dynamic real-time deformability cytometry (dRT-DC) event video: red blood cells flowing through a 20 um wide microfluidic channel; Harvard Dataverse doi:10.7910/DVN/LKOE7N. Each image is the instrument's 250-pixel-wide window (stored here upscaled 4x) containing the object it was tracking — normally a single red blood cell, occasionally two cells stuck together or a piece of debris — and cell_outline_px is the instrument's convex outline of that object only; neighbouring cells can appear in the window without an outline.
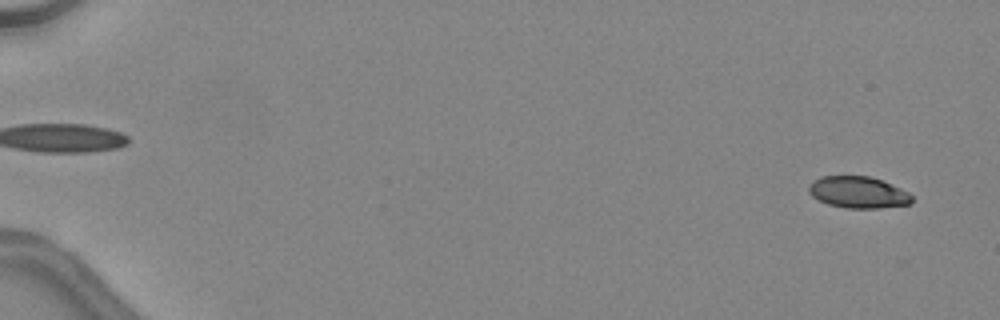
{"species": "common noctule bat (a hibernating species)", "species_latin": "Nyctalus noctula", "temperature_condition": "warm", "stored_images_in_passage": 8, "camera_frame_rate_fps": 3000, "um_per_image_px": 0.085, "animal": {"sex": "female", "body_mass_g": 24.6, "forearm_length_mm": 56.2}, "frame": {"image": 1, "passage_image": 2, "time_ms": 0.333, "image_size_px": [1000, 320], "cell_outline_px": [[912, 204], [880, 208], [844, 208], [828, 204], [812, 196], [808, 192], [808, 188], [812, 180], [820, 176], [868, 176], [880, 180], [900, 188], [908, 192], [912, 196]], "centroid_in_image_um": [72.93, 16.35], "position_along_channel_um": 12.1, "area_um2": 19.02}}